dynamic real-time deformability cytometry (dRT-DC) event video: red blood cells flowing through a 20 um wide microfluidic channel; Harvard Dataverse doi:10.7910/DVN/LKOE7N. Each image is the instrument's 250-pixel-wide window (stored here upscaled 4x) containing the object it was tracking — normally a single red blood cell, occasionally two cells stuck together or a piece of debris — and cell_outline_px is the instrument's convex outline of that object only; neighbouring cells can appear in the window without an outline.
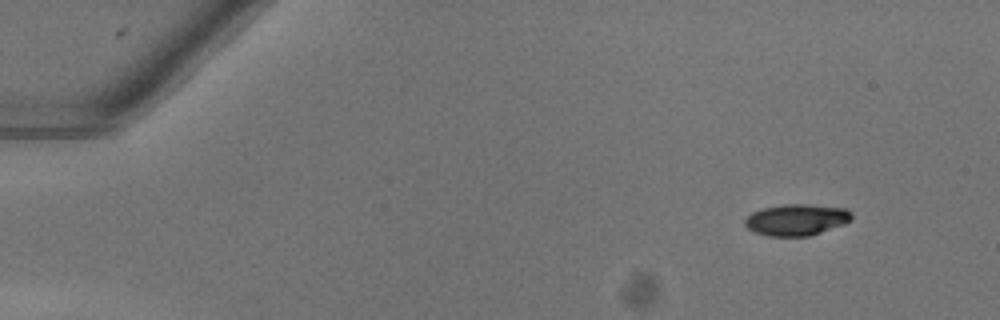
{"species": "common noctule bat (a hibernating species)", "species_latin": "Nyctalus noctula", "temperature_condition": "warm", "stored_images_in_passage": 6, "camera_frame_rate_fps": 3000, "um_per_image_px": 0.085, "animal": {"sex": "female"}, "frame": {"image": 1, "passage_image": 1, "time_ms": 0.0, "image_size_px": [1000, 320], "cell_outline_px": [[852, 220], [844, 224], [808, 236], [768, 236], [756, 232], [748, 228], [744, 224], [744, 220], [752, 212], [764, 208], [780, 204], [808, 204], [848, 208], [852, 212]], "centroid_in_image_um": [67.73, 18.66], "position_along_channel_um": 17.3, "area_um2": 19.59}}